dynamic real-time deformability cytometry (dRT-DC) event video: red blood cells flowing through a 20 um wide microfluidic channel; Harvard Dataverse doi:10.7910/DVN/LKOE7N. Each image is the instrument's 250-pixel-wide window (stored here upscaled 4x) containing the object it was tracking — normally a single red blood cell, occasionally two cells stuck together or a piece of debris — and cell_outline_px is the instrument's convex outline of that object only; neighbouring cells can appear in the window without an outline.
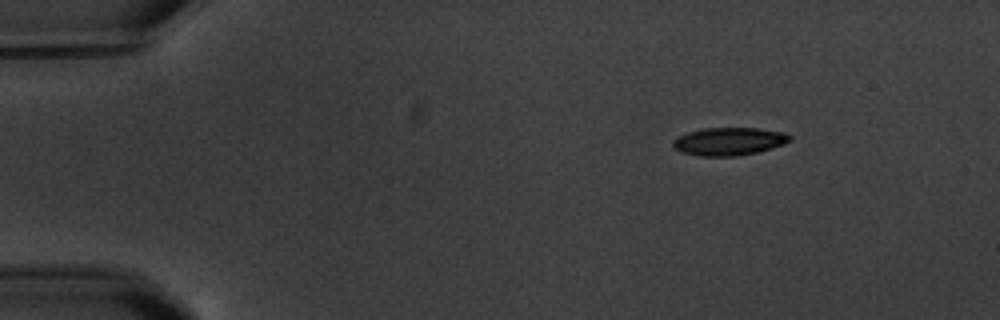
{"species": "common noctule bat (a hibernating species)", "species_latin": "Nyctalus noctula", "temperature_condition": "warm", "stored_images_in_passage": 9, "camera_frame_rate_fps": 3000, "um_per_image_px": 0.085, "animal": {"sex": "male", "body_mass_g": 20.1, "forearm_length_mm": 53.5}, "frame": {"image": 1, "passage_image": 1, "time_ms": 0.0, "image_size_px": [1000, 320], "cell_outline_px": [[792, 140], [784, 144], [772, 148], [756, 152], [736, 156], [700, 156], [684, 152], [676, 148], [672, 144], [672, 140], [676, 136], [688, 132], [704, 128], [756, 128], [784, 132], [792, 136]], "centroid_in_image_um": [61.98, 12.01], "position_along_channel_um": 23.0, "area_um2": 18.96}}
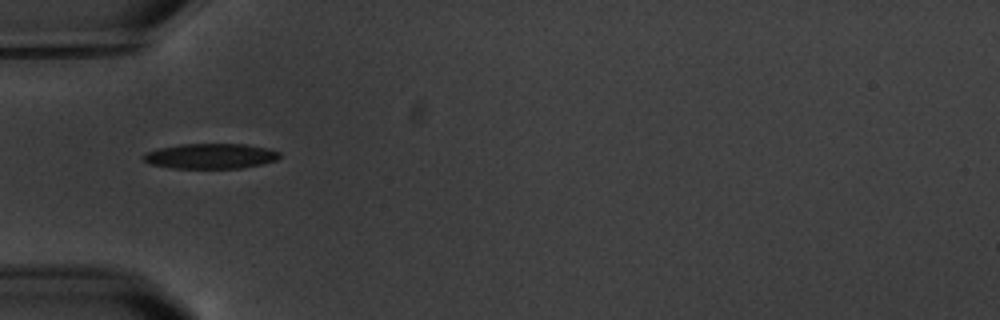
{"frame": {"image": 2, "passage_image": 4, "time_ms": 3.667, "image_size_px": [1000, 320], "cell_outline_px": [[280, 156], [276, 160], [264, 164], [240, 168], [172, 168], [148, 164], [140, 156], [144, 152], [156, 148], [180, 144], [248, 144], [268, 148], [280, 152]], "centroid_in_image_um": [17.85, 13.26], "position_along_channel_um": 67.1, "area_um2": 20.35}}
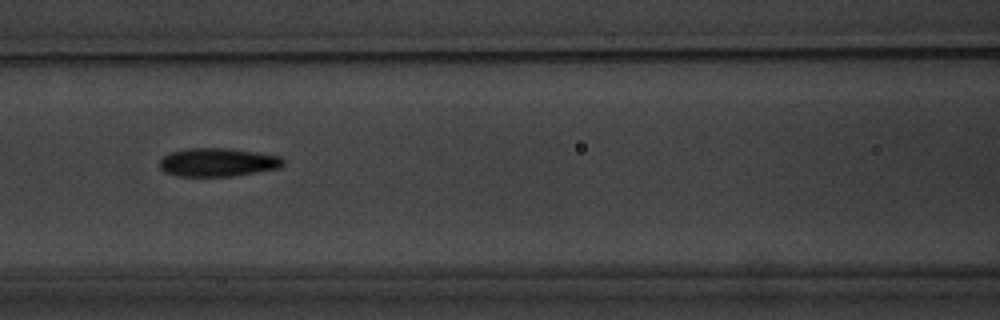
{"frame": {"image": 3, "passage_image": 6, "time_ms": 6.0, "image_size_px": [1000, 320], "cell_outline_px": [[284, 164], [280, 168], [232, 176], [176, 176], [164, 172], [160, 168], [160, 160], [168, 152], [184, 148], [228, 148], [256, 152], [280, 156], [284, 160]], "centroid_in_image_um": [18.48, 13.79], "position_along_channel_um": 148.1, "area_um2": 20.63}}